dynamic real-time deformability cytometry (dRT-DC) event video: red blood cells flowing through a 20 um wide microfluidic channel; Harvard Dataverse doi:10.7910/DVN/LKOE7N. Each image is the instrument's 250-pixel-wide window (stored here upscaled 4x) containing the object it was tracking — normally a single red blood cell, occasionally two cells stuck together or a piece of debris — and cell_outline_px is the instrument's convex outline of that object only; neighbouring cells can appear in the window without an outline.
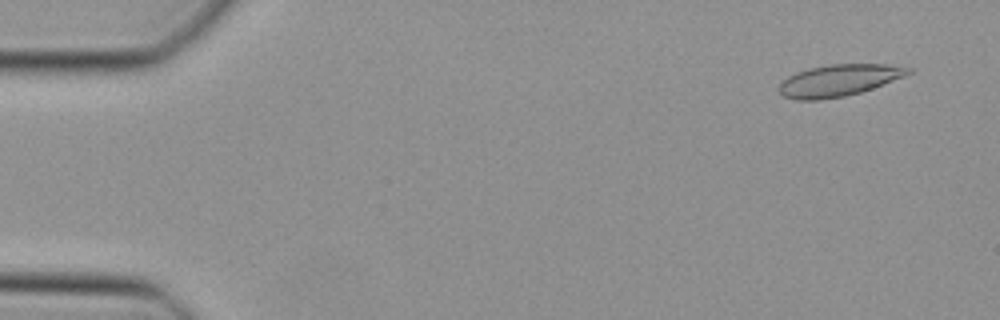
{"species": "Egyptian fruit bat (a non-hibernating species)", "species_latin": "Rousettus aegyptiacus", "temperature_condition": "cold", "stored_images_in_passage": 48, "camera_frame_rate_fps": 3000, "um_per_image_px": 0.085, "animal": {"sex": "female"}, "frame": {"image": 1, "passage_image": 3, "time_ms": 0.667, "image_size_px": [1000, 320], "cell_outline_px": [[912, 72], [904, 76], [872, 88], [860, 92], [844, 96], [820, 100], [796, 100], [784, 96], [780, 92], [780, 84], [788, 76], [796, 72], [808, 68], [828, 64], [884, 64], [912, 68]], "centroid_in_image_um": [71.28, 6.82], "position_along_channel_um": 13.7, "area_um2": 23.7}}
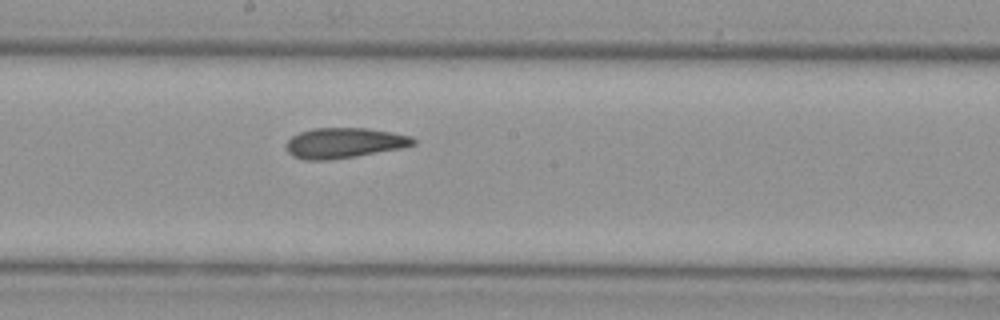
{"frame": {"image": 2, "passage_image": 26, "time_ms": 8.333, "image_size_px": [1000, 320], "cell_outline_px": [[416, 144], [400, 148], [356, 156], [328, 160], [304, 160], [292, 156], [288, 152], [284, 144], [292, 136], [300, 132], [312, 128], [368, 128], [412, 136], [416, 140]], "centroid_in_image_um": [29.22, 12.15], "position_along_channel_um": 219.0, "area_um2": 22.48}}
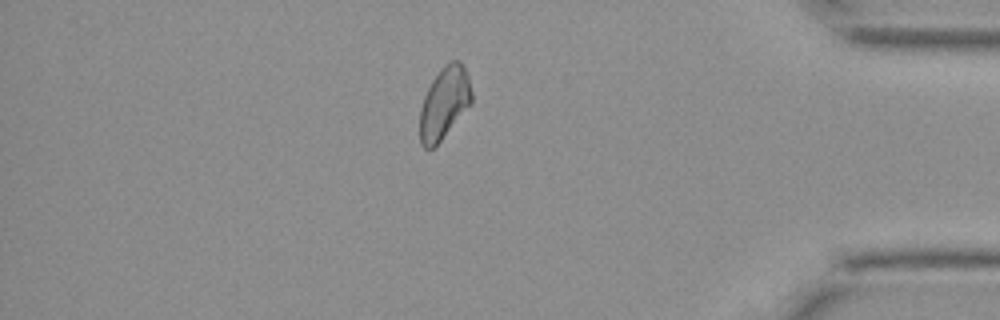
{"frame": {"image": 3, "passage_image": 41, "time_ms": 13.333, "image_size_px": [1000, 320], "cell_outline_px": [[472, 104], [440, 140], [432, 148], [424, 148], [420, 144], [420, 108], [424, 96], [432, 80], [440, 68], [452, 60], [460, 60], [464, 64], [468, 76], [472, 92]], "centroid_in_image_um": [37.78, 8.72], "position_along_channel_um": 397.4, "area_um2": 21.73}}